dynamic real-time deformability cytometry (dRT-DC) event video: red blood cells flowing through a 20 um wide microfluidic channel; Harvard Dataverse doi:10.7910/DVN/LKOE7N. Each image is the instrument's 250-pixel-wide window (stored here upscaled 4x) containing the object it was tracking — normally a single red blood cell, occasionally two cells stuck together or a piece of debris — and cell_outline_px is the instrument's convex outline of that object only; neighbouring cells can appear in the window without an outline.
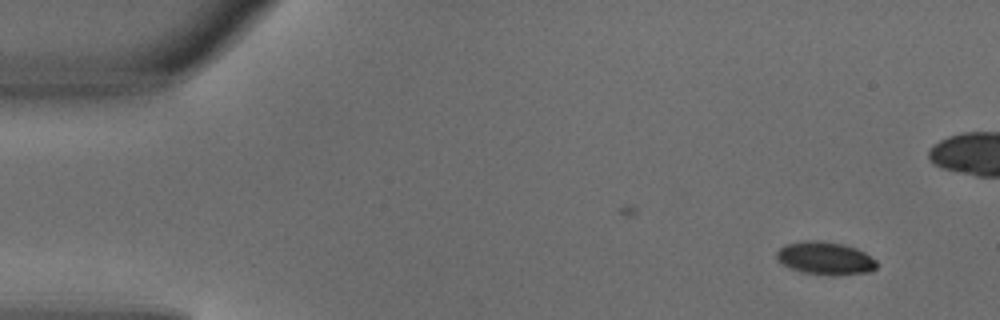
{"species": "common noctule bat (a hibernating species)", "species_latin": "Nyctalus noctula", "temperature_condition": "warm", "stored_images_in_passage": 2, "camera_frame_rate_fps": 3000, "um_per_image_px": 0.085, "animal": {"sex": "male", "body_mass_g": 18.8}, "frame": {"image": 1, "passage_image": 2, "time_ms": 0.333, "image_size_px": [1000, 320], "cell_outline_px": [[876, 268], [868, 272], [836, 276], [832, 276], [804, 272], [792, 268], [784, 264], [776, 256], [776, 252], [784, 244], [804, 240], [820, 240], [840, 244], [856, 248], [864, 252], [876, 260]], "centroid_in_image_um": [70.15, 21.95], "position_along_channel_um": 14.8, "area_um2": 19.07}}